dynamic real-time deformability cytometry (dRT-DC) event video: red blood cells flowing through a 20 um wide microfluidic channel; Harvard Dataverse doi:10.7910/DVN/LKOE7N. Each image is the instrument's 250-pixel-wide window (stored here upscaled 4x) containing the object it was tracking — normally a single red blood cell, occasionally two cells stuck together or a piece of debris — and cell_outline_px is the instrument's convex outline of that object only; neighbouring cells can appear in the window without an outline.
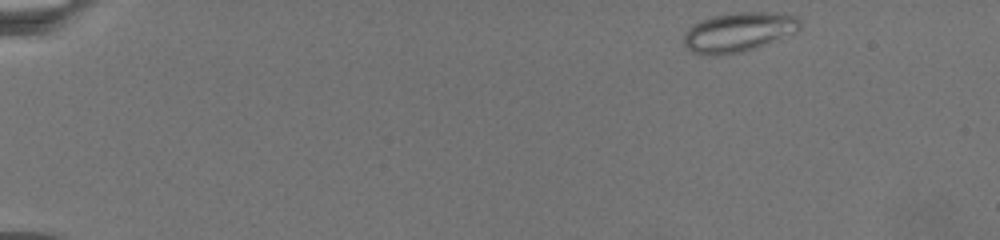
{"species": "common noctule bat (a hibernating species)", "species_latin": "Nyctalus noctula", "temperature_condition": "warm", "stored_images_in_passage": 47, "camera_frame_rate_fps": 3000, "um_per_image_px": 0.085, "animal": {"sex": "female", "body_mass_g": 19.5, "forearm_length_mm": 54.1}, "frame": {"image": 1, "passage_image": 1, "time_ms": 0.0, "image_size_px": [1000, 240], "cell_outline_px": [[800, 28], [796, 32], [756, 48], [740, 52], [692, 52], [684, 44], [684, 36], [688, 28], [692, 24], [700, 20], [712, 16], [736, 12], [768, 12], [800, 16]], "centroid_in_image_um": [62.83, 2.67], "position_along_channel_um": 22.2, "area_um2": 26.07}}
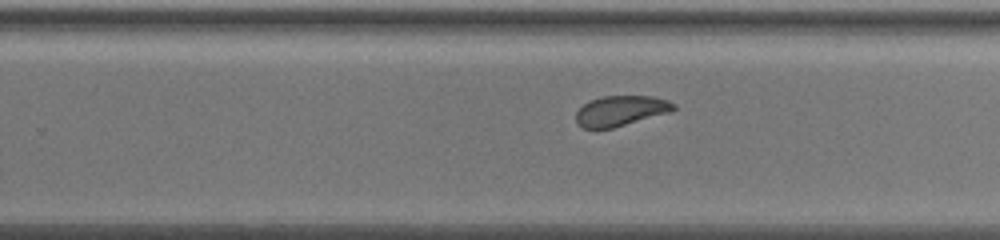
{"frame": {"image": 2, "passage_image": 23, "time_ms": 13.333, "image_size_px": [1000, 240], "cell_outline_px": [[676, 108], [672, 112], [612, 128], [584, 128], [576, 120], [576, 112], [588, 100], [604, 96], [652, 96], [668, 100], [676, 104]], "centroid_in_image_um": [52.8, 9.4], "position_along_channel_um": 277.0, "area_um2": 17.22}}
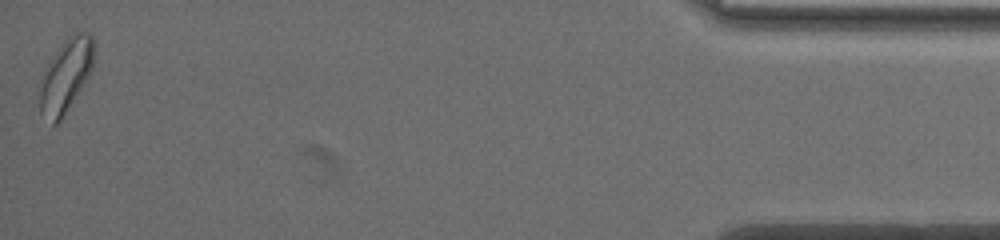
{"frame": {"image": 3, "passage_image": 47, "time_ms": 21.333, "image_size_px": [1000, 240], "cell_outline_px": [[96, 52], [92, 68], [88, 76], [60, 120], [56, 124], [52, 124], [40, 112], [40, 92], [44, 72], [48, 64], [64, 40], [68, 36], [76, 32], [88, 32], [92, 36]], "centroid_in_image_um": [5.63, 6.37], "position_along_channel_um": 429.6, "area_um2": 22.54}}